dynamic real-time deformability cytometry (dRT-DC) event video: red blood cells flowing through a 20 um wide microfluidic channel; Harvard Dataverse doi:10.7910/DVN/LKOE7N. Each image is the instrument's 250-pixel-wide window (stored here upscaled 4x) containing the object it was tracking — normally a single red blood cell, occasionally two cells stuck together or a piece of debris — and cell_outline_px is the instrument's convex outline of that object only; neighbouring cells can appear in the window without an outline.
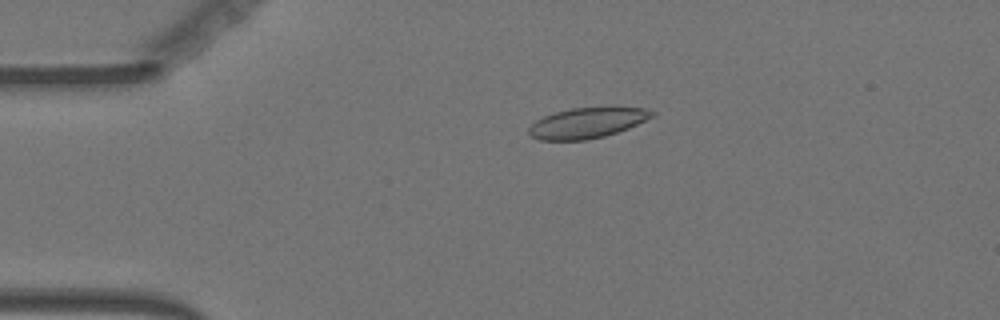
{"species": "Egyptian fruit bat (a non-hibernating species)", "species_latin": "Rousettus aegyptiacus", "temperature_condition": "warm", "stored_images_in_passage": 56, "camera_frame_rate_fps": 3000, "um_per_image_px": 0.085, "animal": {"sex": "female"}, "frame": {"image": 1, "passage_image": 12, "time_ms": 3.667, "image_size_px": [1000, 320], "cell_outline_px": [[656, 116], [628, 128], [604, 136], [584, 140], [540, 140], [532, 136], [528, 132], [528, 128], [536, 120], [544, 116], [556, 112], [572, 108], [644, 108], [656, 112]], "centroid_in_image_um": [49.91, 10.45], "position_along_channel_um": 35.1, "area_um2": 21.56}}
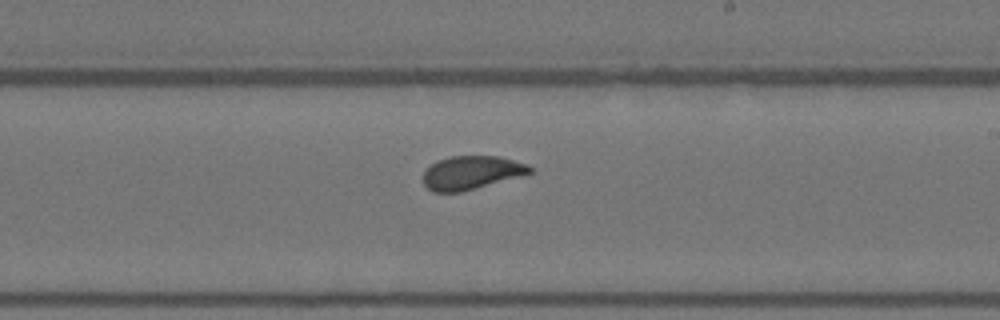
{"frame": {"image": 2, "passage_image": 33, "time_ms": 10.667, "image_size_px": [1000, 320], "cell_outline_px": [[532, 172], [460, 192], [432, 192], [424, 184], [424, 172], [436, 160], [452, 156], [500, 156], [524, 164], [532, 168]], "centroid_in_image_um": [40.01, 14.67], "position_along_channel_um": 249.0, "area_um2": 20.29}}
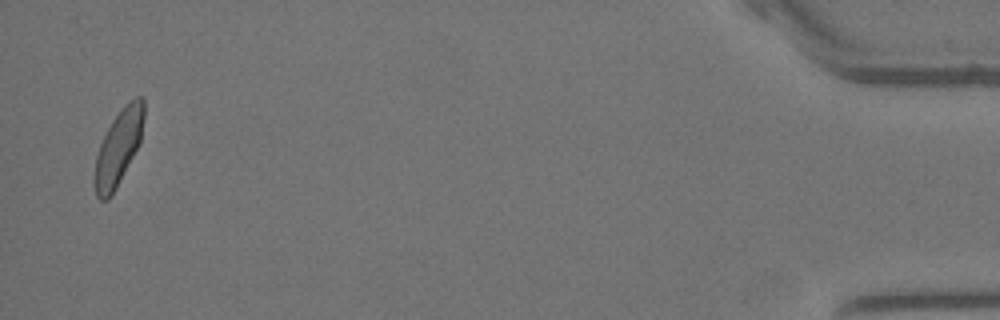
{"frame": {"image": 3, "passage_image": 55, "time_ms": 18.0, "image_size_px": [1000, 320], "cell_outline_px": [[144, 116], [140, 140], [116, 188], [108, 200], [100, 200], [96, 196], [92, 180], [96, 156], [100, 144], [112, 120], [124, 104], [128, 100], [136, 96], [140, 96], [144, 100]], "centroid_in_image_um": [10.03, 12.54], "position_along_channel_um": 425.2, "area_um2": 21.5}, "authors_computed_cell_mechanics": {"area_um2": 21.5016, "velocity_mm_per_s": 3.5962, "shape_relaxation_time_tau1_ms": 5.0648, "shape_relaxation_time_tau2_ms": null, "deformation_change_tau1": 0.1203, "deformation_change_tau2": null}}